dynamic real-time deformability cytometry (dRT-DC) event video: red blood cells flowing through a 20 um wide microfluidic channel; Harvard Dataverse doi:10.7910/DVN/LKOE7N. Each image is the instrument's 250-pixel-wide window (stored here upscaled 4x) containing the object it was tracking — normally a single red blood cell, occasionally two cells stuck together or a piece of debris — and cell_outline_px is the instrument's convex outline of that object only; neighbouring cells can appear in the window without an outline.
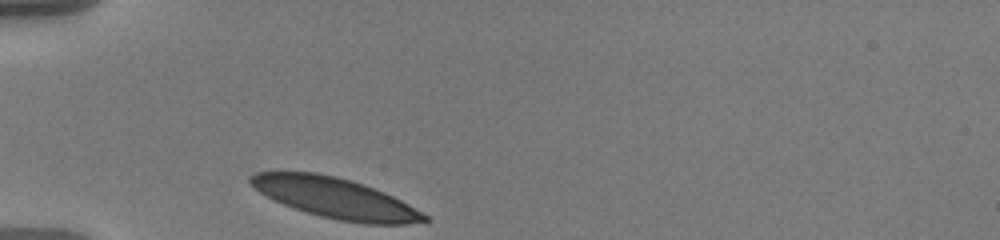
{"species": "human", "species_latin": "Homo sapiens", "temperature_condition": "warm", "stored_images_in_passage": 32, "camera_frame_rate_fps": 3000, "um_per_image_px": 0.085, "donor": {"sex": "male"}, "frame": {"image": 1, "passage_image": 1, "time_ms": 0.0, "image_size_px": [1000, 240], "cell_outline_px": [[428, 220], [404, 224], [364, 224], [340, 220], [320, 216], [284, 204], [260, 192], [248, 180], [248, 176], [256, 172], [316, 172], [336, 176], [352, 180], [384, 192], [408, 204], [428, 216]], "centroid_in_image_um": [28.5, 16.82], "position_along_channel_um": 56.5, "area_um2": 40.29}}
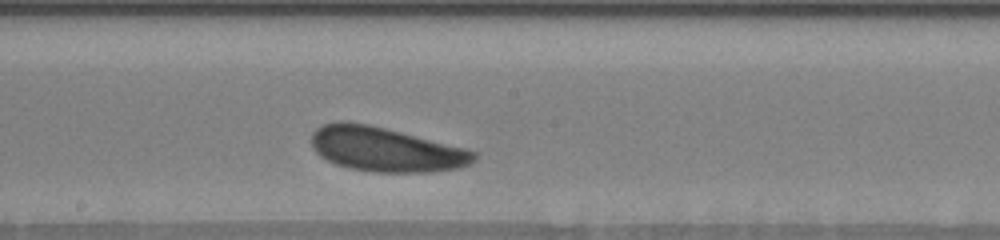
{"frame": {"image": 2, "passage_image": 16, "time_ms": 5.0, "image_size_px": [1000, 240], "cell_outline_px": [[476, 160], [460, 168], [428, 172], [376, 172], [348, 168], [336, 164], [320, 156], [312, 148], [312, 132], [316, 128], [324, 124], [340, 120], [368, 124], [468, 148], [476, 152]], "centroid_in_image_um": [32.79, 12.69], "position_along_channel_um": 215.4, "area_um2": 42.19}}
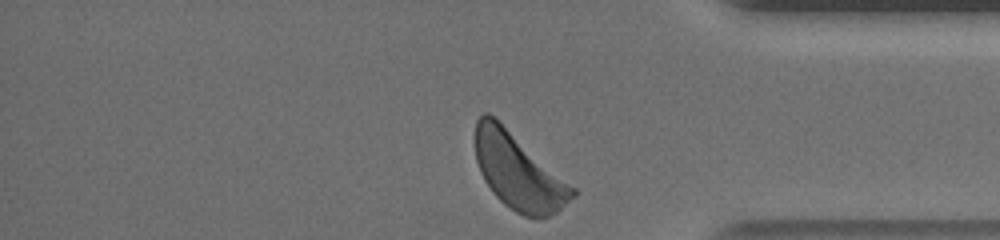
{"frame": {"image": 3, "passage_image": 32, "time_ms": 10.333, "image_size_px": [1000, 240], "cell_outline_px": [[576, 196], [556, 212], [548, 216], [524, 216], [516, 212], [504, 204], [492, 192], [484, 180], [480, 172], [476, 160], [476, 120], [484, 112], [488, 112], [576, 188]], "centroid_in_image_um": [44.06, 14.6], "position_along_channel_um": 391.1, "area_um2": 42.19}, "authors_computed_cell_mechanics": {"area_um2": 41.1247, "velocity_mm_per_s": 3.4836, "shape_relaxation_time_tau1_ms": 2.2546, "shape_relaxation_time_tau2_ms": 4.484, "deformation_change_tau1": 0.0818, "deformation_change_tau2": 0.0972}}